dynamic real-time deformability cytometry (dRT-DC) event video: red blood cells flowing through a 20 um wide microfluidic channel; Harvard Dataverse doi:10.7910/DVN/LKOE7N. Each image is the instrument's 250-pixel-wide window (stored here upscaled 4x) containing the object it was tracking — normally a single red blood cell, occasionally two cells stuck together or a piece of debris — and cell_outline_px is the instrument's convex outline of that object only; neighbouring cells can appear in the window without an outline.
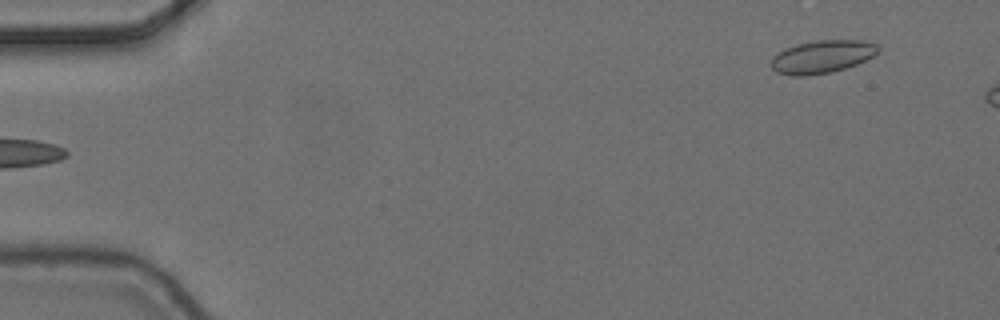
{"species": "common noctule bat (a hibernating species)", "species_latin": "Nyctalus noctula", "temperature_condition": "cold", "stored_images_in_passage": 5, "segment_of_instrument_passage": [2, 2], "camera_frame_rate_fps": 3000, "um_per_image_px": 0.085, "animal": {"sex": "female", "body_mass_g": 24.6, "forearm_length_mm": 56.2}, "frame": {"image": 1, "passage_image": 5, "time_ms": 1.333, "image_size_px": [1000, 320], "cell_outline_px": [[880, 52], [856, 64], [832, 72], [804, 76], [792, 76], [776, 72], [768, 64], [772, 56], [784, 48], [796, 44], [816, 40], [864, 40], [876, 44], [880, 48]], "centroid_in_image_um": [69.83, 4.81], "position_along_channel_um": 15.2, "area_um2": 20.75}}